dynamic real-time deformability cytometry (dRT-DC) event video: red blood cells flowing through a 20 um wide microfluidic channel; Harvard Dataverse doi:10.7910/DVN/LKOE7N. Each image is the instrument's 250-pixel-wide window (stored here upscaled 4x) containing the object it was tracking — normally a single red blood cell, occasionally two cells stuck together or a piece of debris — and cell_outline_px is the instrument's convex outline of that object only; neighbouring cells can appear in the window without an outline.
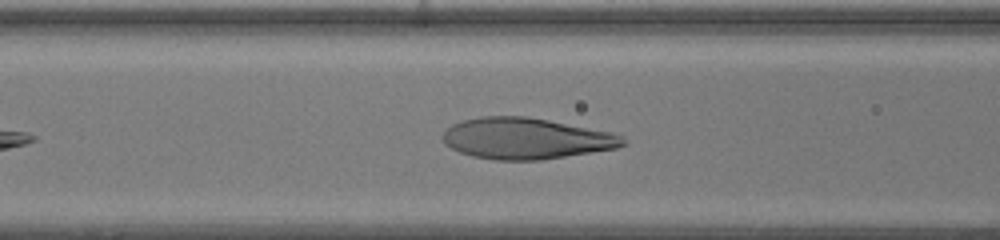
{"species": "human", "species_latin": "Homo sapiens", "temperature_condition": "warm", "stored_images_in_passage": 31, "camera_frame_rate_fps": 3000, "um_per_image_px": 0.085, "donor": {"sex": "female"}, "frame": {"image": 1, "passage_image": 8, "time_ms": 2.333, "image_size_px": [1000, 240], "cell_outline_px": [[628, 144], [616, 148], [540, 160], [492, 160], [472, 156], [460, 152], [444, 144], [440, 136], [452, 124], [464, 120], [480, 116], [528, 116], [612, 132], [624, 136], [628, 140]], "centroid_in_image_um": [44.72, 11.77], "position_along_channel_um": 121.9, "area_um2": 43.47}}
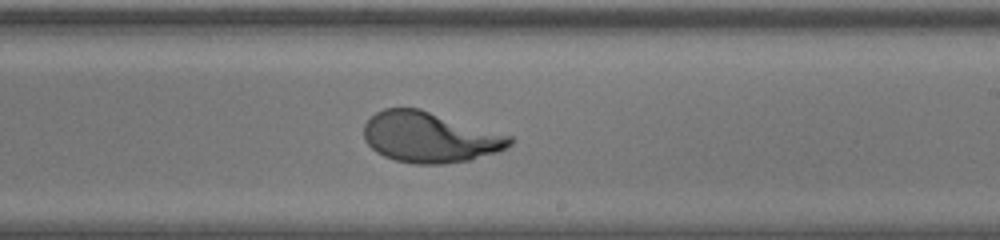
{"frame": {"image": 2, "passage_image": 17, "time_ms": 5.333, "image_size_px": [1000, 240], "cell_outline_px": [[512, 144], [496, 152], [472, 160], [444, 164], [412, 164], [396, 160], [384, 156], [376, 152], [364, 140], [364, 124], [376, 112], [384, 108], [420, 108], [512, 136]], "centroid_in_image_um": [36.52, 11.67], "position_along_channel_um": 252.5, "area_um2": 43.06}}
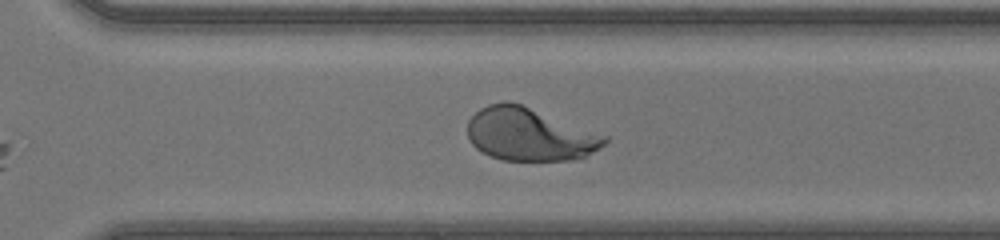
{"frame": {"image": 3, "passage_image": 22, "time_ms": 7.0, "image_size_px": [1000, 240], "cell_outline_px": [[608, 140], [600, 148], [584, 156], [568, 160], [504, 160], [492, 156], [476, 148], [468, 140], [468, 120], [480, 108], [488, 104], [520, 104], [608, 136]], "centroid_in_image_um": [45.01, 11.44], "position_along_channel_um": 325.6, "area_um2": 41.38}}